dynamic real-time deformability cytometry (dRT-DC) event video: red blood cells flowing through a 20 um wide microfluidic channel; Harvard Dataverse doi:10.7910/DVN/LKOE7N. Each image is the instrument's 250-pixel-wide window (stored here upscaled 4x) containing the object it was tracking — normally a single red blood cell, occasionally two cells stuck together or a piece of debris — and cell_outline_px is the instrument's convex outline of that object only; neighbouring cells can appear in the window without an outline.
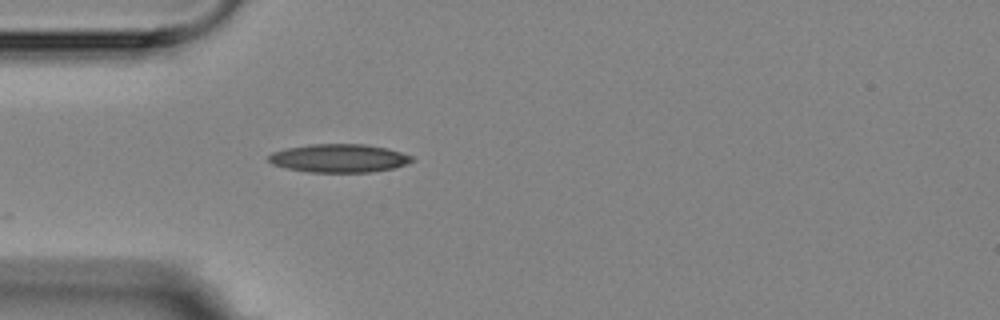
{"species": "Egyptian fruit bat (a non-hibernating species)", "species_latin": "Rousettus aegyptiacus", "temperature_condition": "room temperature", "stored_images_in_passage": 1, "camera_frame_rate_fps": 3000, "um_per_image_px": 0.085, "animal": {"sex": "female"}, "frame": {"image": 1, "passage_image": 1, "time_ms": 0.0, "image_size_px": [1000, 320], "cell_outline_px": [[416, 160], [392, 168], [368, 172], [308, 172], [288, 168], [272, 164], [268, 160], [268, 156], [272, 152], [288, 148], [312, 144], [364, 144], [384, 148], [400, 152], [412, 156]], "centroid_in_image_um": [28.8, 13.45], "position_along_channel_um": 56.2, "area_um2": 23.35}}